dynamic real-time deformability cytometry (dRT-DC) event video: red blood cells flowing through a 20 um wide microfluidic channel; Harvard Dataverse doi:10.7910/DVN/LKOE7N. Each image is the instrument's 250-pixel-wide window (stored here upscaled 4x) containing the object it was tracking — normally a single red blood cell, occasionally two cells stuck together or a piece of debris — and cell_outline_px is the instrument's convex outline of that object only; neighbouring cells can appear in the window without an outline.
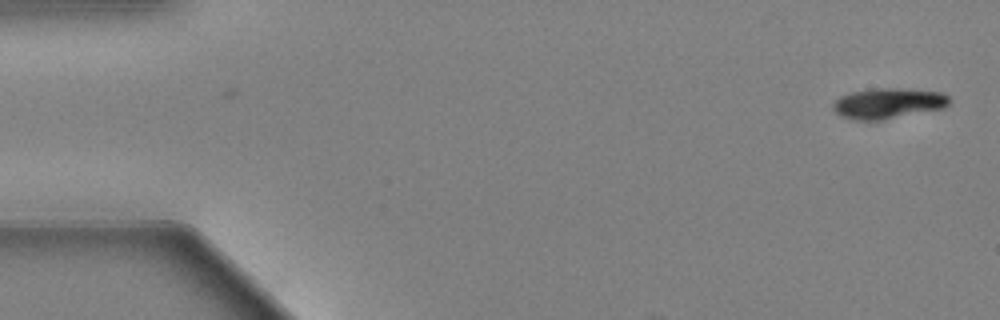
{"species": "Egyptian fruit bat (a non-hibernating species)", "species_latin": "Rousettus aegyptiacus", "temperature_condition": "warm", "stored_images_in_passage": 13, "camera_frame_rate_fps": 3000, "um_per_image_px": 0.085, "animal": {"sex": "female"}, "frame": {"image": 1, "passage_image": 1, "time_ms": 0.0, "image_size_px": [1000, 320], "cell_outline_px": [[952, 100], [944, 108], [884, 120], [852, 120], [840, 116], [832, 108], [832, 104], [840, 96], [848, 92], [872, 88], [896, 88], [944, 92]], "centroid_in_image_um": [75.48, 8.78], "position_along_channel_um": 9.5, "area_um2": 21.04}}